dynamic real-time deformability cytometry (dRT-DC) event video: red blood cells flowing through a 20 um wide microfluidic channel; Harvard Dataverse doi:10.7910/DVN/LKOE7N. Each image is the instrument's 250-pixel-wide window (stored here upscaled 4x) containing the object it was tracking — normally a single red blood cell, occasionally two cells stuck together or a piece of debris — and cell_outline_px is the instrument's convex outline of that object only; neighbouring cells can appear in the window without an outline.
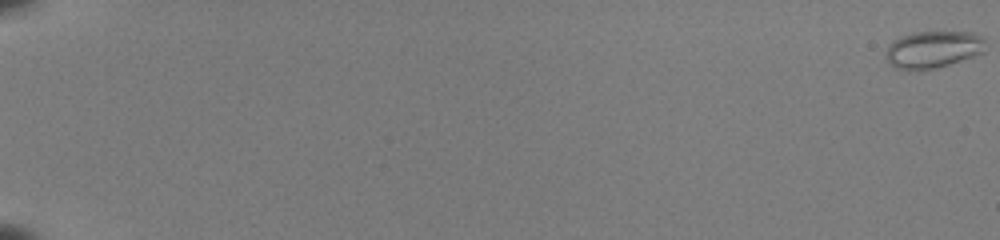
{"species": "common noctule bat (a hibernating species)", "species_latin": "Nyctalus noctula", "temperature_condition": "room temperature", "stored_images_in_passage": 55, "camera_frame_rate_fps": 3000, "um_per_image_px": 0.085, "animal": {"sex": "female", "body_mass_g": 22.0, "forearm_length_mm": 56.7}, "frame": {"image": 1, "passage_image": 1, "time_ms": 0.0, "image_size_px": [1000, 240], "cell_outline_px": [[984, 52], [948, 64], [916, 72], [908, 72], [892, 68], [888, 64], [884, 56], [884, 52], [888, 44], [904, 36], [916, 32], [972, 32], [980, 36], [984, 40]], "centroid_in_image_um": [79.21, 4.24], "position_along_channel_um": 5.8, "area_um2": 21.73}}
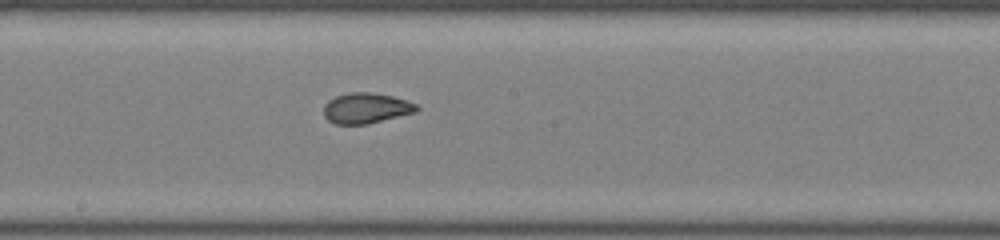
{"frame": {"image": 2, "passage_image": 34, "time_ms": 11.0, "image_size_px": [1000, 240], "cell_outline_px": [[420, 108], [416, 112], [368, 124], [336, 124], [328, 120], [324, 116], [324, 104], [328, 100], [336, 96], [352, 92], [372, 92], [392, 96], [416, 104]], "centroid_in_image_um": [31.11, 9.19], "position_along_channel_um": 217.1, "area_um2": 16.47}}
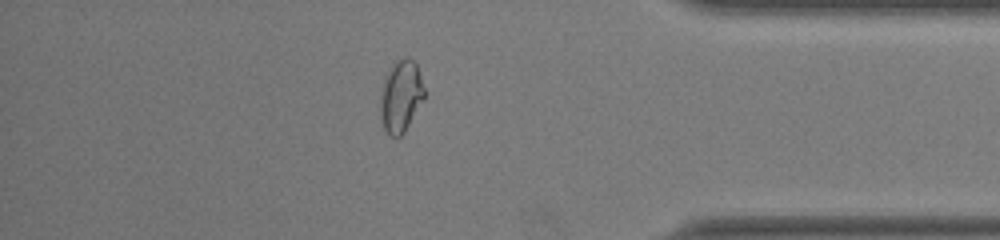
{"frame": {"image": 3, "passage_image": 49, "time_ms": 16.0, "image_size_px": [1000, 240], "cell_outline_px": [[424, 100], [404, 132], [400, 136], [388, 136], [384, 128], [380, 112], [380, 88], [384, 76], [392, 64], [396, 60], [404, 56], [408, 56], [416, 64], [424, 88]], "centroid_in_image_um": [34.05, 8.15], "position_along_channel_um": 401.2, "area_um2": 18.67}}